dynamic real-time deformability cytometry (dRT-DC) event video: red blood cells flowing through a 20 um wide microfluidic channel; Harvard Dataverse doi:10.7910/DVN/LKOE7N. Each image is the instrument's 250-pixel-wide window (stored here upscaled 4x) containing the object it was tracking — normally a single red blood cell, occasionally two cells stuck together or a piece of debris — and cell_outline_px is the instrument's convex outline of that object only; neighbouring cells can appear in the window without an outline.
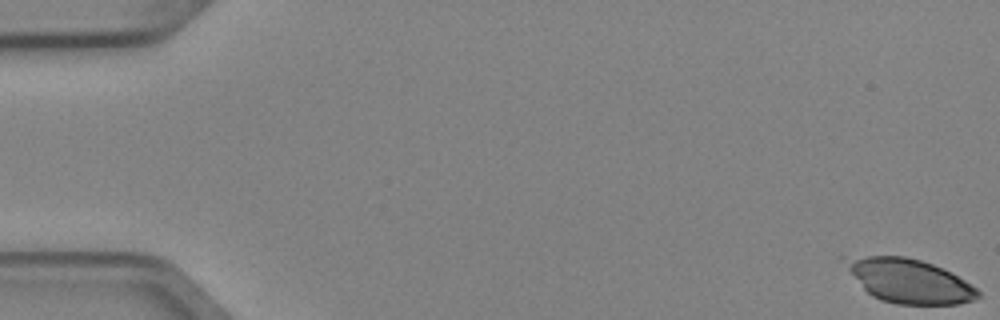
{"species": "Egyptian fruit bat (a non-hibernating species)", "species_latin": "Rousettus aegyptiacus", "temperature_condition": "cold", "stored_images_in_passage": 4, "camera_frame_rate_fps": 3000, "um_per_image_px": 0.085, "animal": {"sex": "female"}, "frame": {"image": 1, "passage_image": 1, "time_ms": 0.0, "image_size_px": [1000, 320], "cell_outline_px": [[980, 296], [972, 300], [960, 304], [896, 304], [880, 300], [872, 296], [864, 288], [848, 268], [840, 256], [904, 256], [920, 260], [932, 264], [952, 272], [972, 284], [980, 292]], "centroid_in_image_um": [77.31, 23.87], "position_along_channel_um": 7.7, "area_um2": 33.81}}